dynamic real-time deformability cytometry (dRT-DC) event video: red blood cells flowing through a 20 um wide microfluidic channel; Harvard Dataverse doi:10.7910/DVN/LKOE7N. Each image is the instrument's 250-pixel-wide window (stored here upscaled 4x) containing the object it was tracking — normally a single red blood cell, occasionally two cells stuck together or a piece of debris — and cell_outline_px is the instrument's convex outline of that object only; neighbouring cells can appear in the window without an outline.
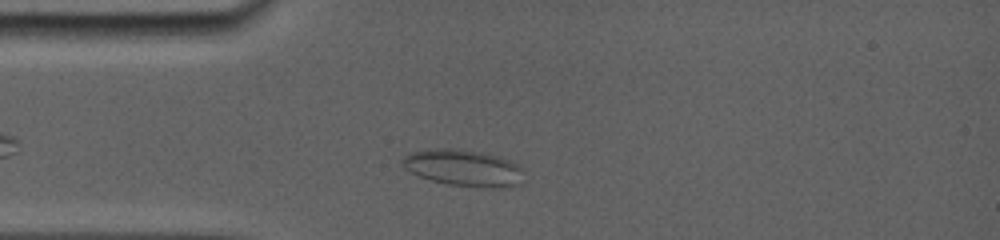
{"species": "common noctule bat (a hibernating species)", "species_latin": "Nyctalus noctula", "temperature_condition": "room temperature", "stored_images_in_passage": 61, "camera_frame_rate_fps": 5000, "um_per_image_px": 0.085, "animal": {"sex": "female", "body_mass_g": 19.0, "forearm_length_mm": 56.7}, "frame": {"image": 1, "passage_image": 11, "time_ms": 2.0, "image_size_px": [1000, 240], "cell_outline_px": [[520, 184], [504, 188], [492, 188], [448, 184], [432, 180], [420, 176], [404, 168], [400, 160], [408, 152], [436, 148], [460, 148], [480, 152], [496, 156], [508, 160], [516, 164], [520, 168]], "centroid_in_image_um": [39.33, 14.26], "position_along_channel_um": 45.7, "area_um2": 25.66}}
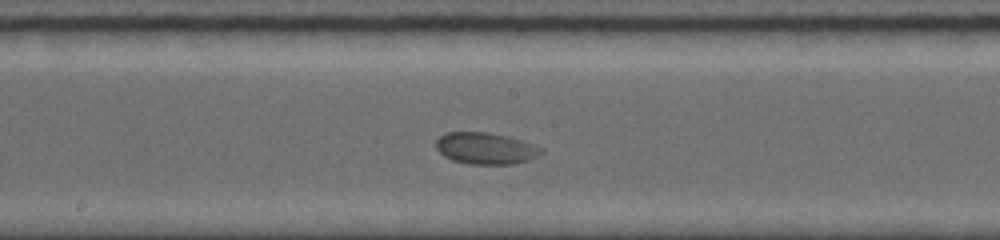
{"frame": {"image": 2, "passage_image": 37, "time_ms": 6.6, "image_size_px": [1000, 240], "cell_outline_px": [[544, 152], [528, 160], [512, 164], [468, 164], [452, 160], [444, 156], [436, 148], [436, 140], [444, 132], [488, 132], [508, 136], [536, 144], [544, 148]], "centroid_in_image_um": [41.3, 12.6], "position_along_channel_um": 206.9, "area_um2": 19.59}}
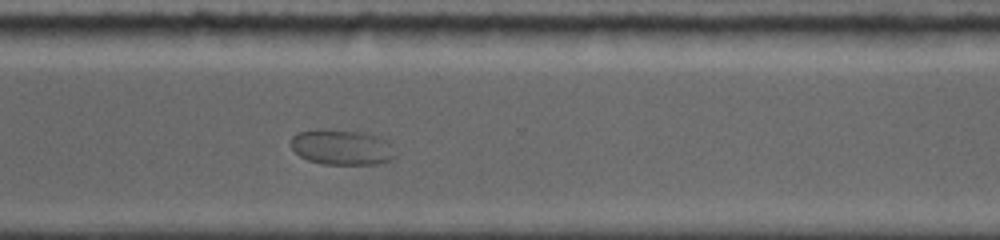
{"frame": {"image": 3, "passage_image": 57, "time_ms": 10.2, "image_size_px": [1000, 240], "cell_outline_px": [[396, 156], [388, 160], [376, 164], [324, 164], [308, 160], [300, 156], [292, 148], [292, 136], [296, 132], [316, 128], [320, 128], [360, 132], [376, 136], [388, 140]], "centroid_in_image_um": [29.02, 12.5], "position_along_channel_um": 341.6, "area_um2": 21.5}}